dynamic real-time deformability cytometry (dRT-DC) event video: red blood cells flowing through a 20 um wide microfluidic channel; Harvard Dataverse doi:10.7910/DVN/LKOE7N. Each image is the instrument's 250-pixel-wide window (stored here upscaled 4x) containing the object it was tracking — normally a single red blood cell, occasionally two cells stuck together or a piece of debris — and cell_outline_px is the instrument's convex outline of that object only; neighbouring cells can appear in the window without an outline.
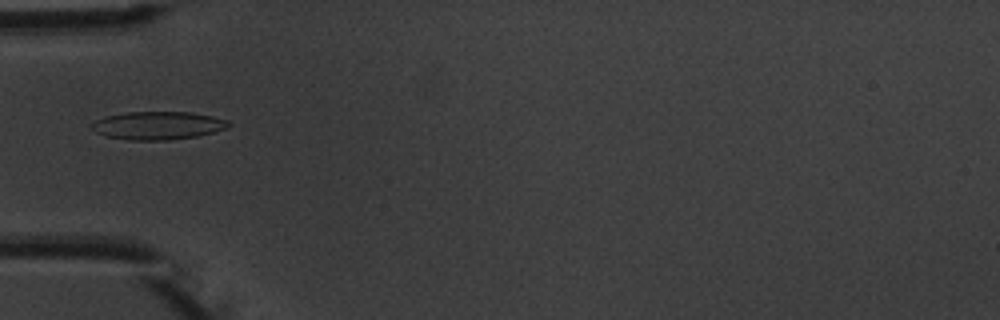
{"species": "common noctule bat (a hibernating species)", "species_latin": "Nyctalus noctula", "temperature_condition": "warm", "stored_images_in_passage": 1, "camera_frame_rate_fps": 3000, "um_per_image_px": 0.085, "animal": {"sex": "male", "body_mass_g": 20.1, "forearm_length_mm": 53.5}, "frame": {"image": 1, "passage_image": 1, "time_ms": 0.0, "image_size_px": [1000, 320], "cell_outline_px": [[232, 124], [228, 128], [196, 136], [168, 140], [128, 140], [104, 136], [96, 132], [88, 124], [104, 116], [128, 112], [192, 112], [212, 116], [228, 120]], "centroid_in_image_um": [13.4, 10.66], "position_along_channel_um": 71.6, "area_um2": 22.54}}